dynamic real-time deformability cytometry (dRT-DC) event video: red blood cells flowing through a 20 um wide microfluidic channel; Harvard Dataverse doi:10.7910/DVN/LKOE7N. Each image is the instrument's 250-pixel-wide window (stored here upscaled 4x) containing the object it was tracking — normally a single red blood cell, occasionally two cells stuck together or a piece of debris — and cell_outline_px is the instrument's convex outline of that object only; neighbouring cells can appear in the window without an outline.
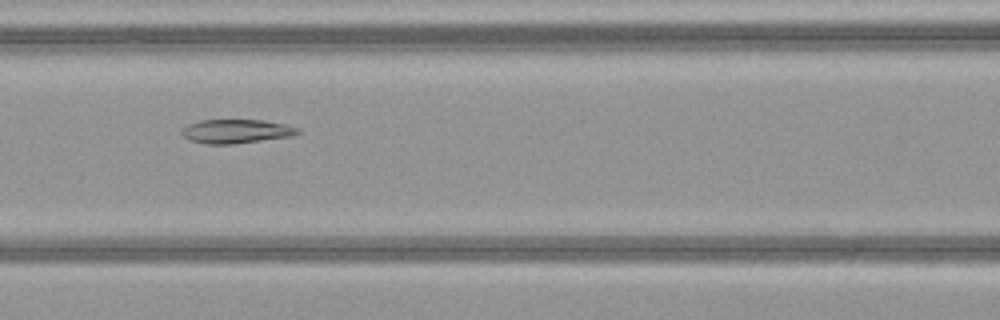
{"species": "common noctule bat (a hibernating species)", "species_latin": "Nyctalus noctula", "temperature_condition": "warm", "stored_images_in_passage": 34, "camera_frame_rate_fps": 3000, "um_per_image_px": 0.085, "animal": {"sex": "female", "body_mass_g": 21.9}, "frame": {"image": 1, "passage_image": 6, "time_ms": 1.667, "image_size_px": [1000, 320], "cell_outline_px": [[300, 132], [296, 136], [232, 144], [204, 144], [188, 140], [180, 132], [188, 124], [200, 120], [264, 120], [284, 124], [300, 128]], "centroid_in_image_um": [20.1, 11.16], "position_along_channel_um": 146.5, "area_um2": 16.36}}
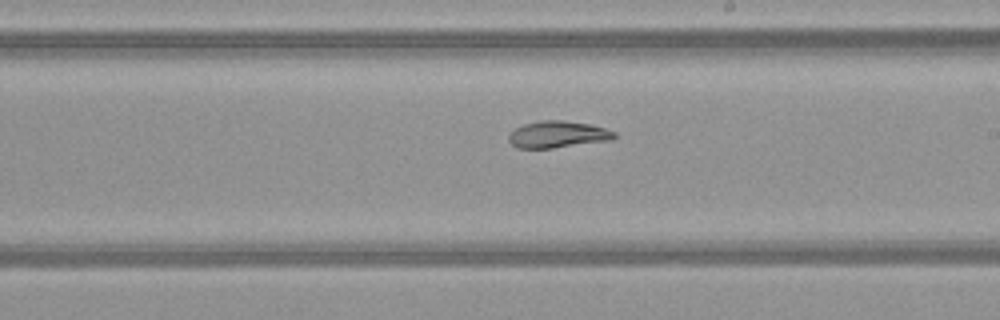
{"frame": {"image": 2, "passage_image": 13, "time_ms": 4.0, "image_size_px": [1000, 320], "cell_outline_px": [[616, 136], [612, 140], [552, 148], [516, 148], [508, 140], [508, 136], [516, 128], [524, 124], [540, 120], [564, 120], [588, 124], [604, 128], [616, 132]], "centroid_in_image_um": [47.41, 11.43], "position_along_channel_um": 241.6, "area_um2": 16.42}}
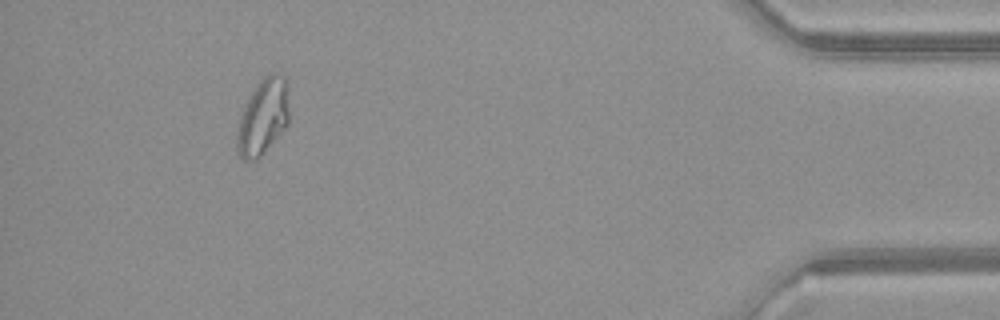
{"frame": {"image": 3, "passage_image": 30, "time_ms": 9.667, "image_size_px": [1000, 320], "cell_outline_px": [[288, 124], [264, 152], [256, 160], [244, 160], [240, 156], [236, 148], [236, 128], [240, 112], [244, 104], [256, 84], [264, 76], [272, 72], [276, 72], [284, 76], [288, 84]], "centroid_in_image_um": [22.33, 9.9], "position_along_channel_um": 412.9, "area_um2": 23.47}}